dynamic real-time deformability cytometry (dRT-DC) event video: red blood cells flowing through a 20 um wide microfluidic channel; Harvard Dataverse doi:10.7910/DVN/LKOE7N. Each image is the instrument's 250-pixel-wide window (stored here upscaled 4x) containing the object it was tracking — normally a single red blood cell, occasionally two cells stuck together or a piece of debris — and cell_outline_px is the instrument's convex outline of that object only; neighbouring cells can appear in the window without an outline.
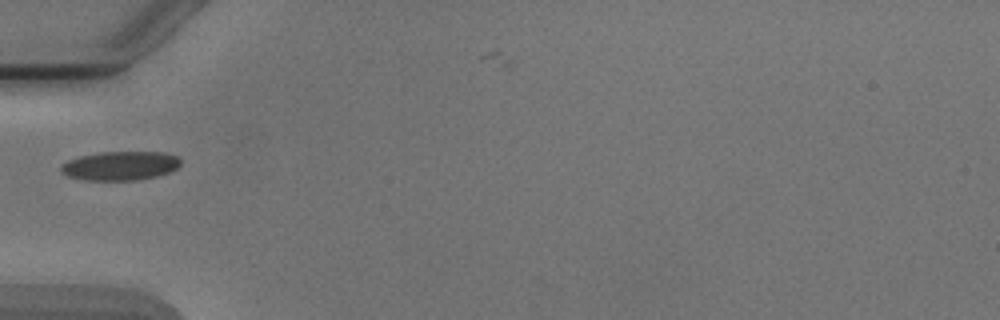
{"species": "Egyptian fruit bat (a non-hibernating species)", "species_latin": "Rousettus aegyptiacus", "temperature_condition": "cold", "stored_images_in_passage": 2, "camera_frame_rate_fps": 3000, "um_per_image_px": 0.085, "animal": {"sex": "male"}, "frame": {"image": 1, "passage_image": 1, "time_ms": 0.0, "image_size_px": [1000, 320], "cell_outline_px": [[180, 164], [176, 168], [168, 172], [156, 176], [136, 180], [84, 180], [68, 176], [60, 172], [60, 164], [68, 160], [80, 156], [100, 152], [164, 152], [176, 156], [180, 160]], "centroid_in_image_um": [10.17, 14.09], "position_along_channel_um": 74.8, "area_um2": 20.17}}